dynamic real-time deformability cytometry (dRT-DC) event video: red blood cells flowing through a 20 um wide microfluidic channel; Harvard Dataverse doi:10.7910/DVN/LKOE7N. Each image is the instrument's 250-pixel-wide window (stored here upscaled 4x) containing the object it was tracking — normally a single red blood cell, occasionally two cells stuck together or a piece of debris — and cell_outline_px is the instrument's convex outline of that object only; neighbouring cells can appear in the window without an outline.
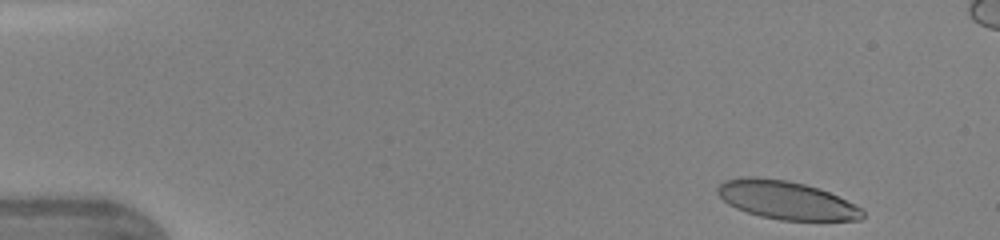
{"species": "human", "species_latin": "Homo sapiens", "temperature_condition": "warm", "stored_images_in_passage": 44, "camera_frame_rate_fps": 3000, "um_per_image_px": 0.085, "donor": {"sex": "female"}, "frame": {"image": 1, "passage_image": 1, "time_ms": 0.0, "image_size_px": [1000, 240], "cell_outline_px": [[864, 216], [860, 220], [780, 220], [760, 216], [736, 208], [728, 204], [716, 192], [716, 188], [724, 180], [744, 176], [756, 176], [788, 180], [820, 188], [860, 208], [864, 212]], "centroid_in_image_um": [66.78, 16.99], "position_along_channel_um": 18.2, "area_um2": 32.19}}
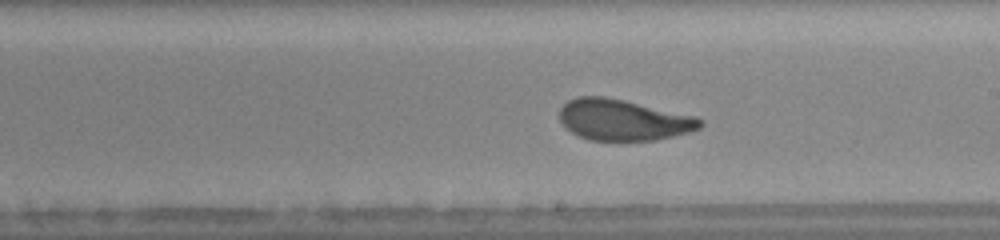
{"frame": {"image": 2, "passage_image": 24, "time_ms": 7.667, "image_size_px": [1000, 240], "cell_outline_px": [[704, 124], [700, 128], [688, 132], [656, 140], [588, 140], [572, 132], [560, 120], [560, 108], [568, 100], [580, 96], [604, 96], [624, 100], [696, 116], [704, 120]], "centroid_in_image_um": [53.0, 10.18], "position_along_channel_um": 236.0, "area_um2": 33.47}}
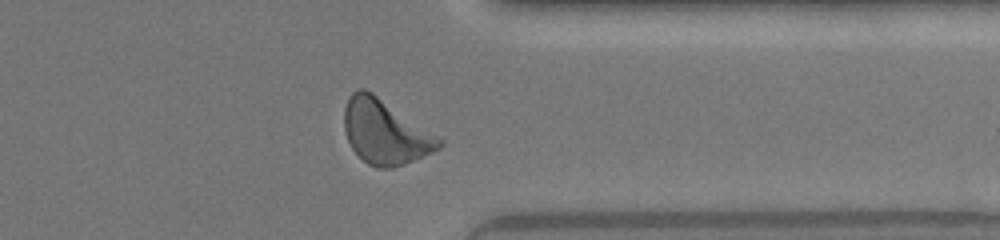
{"frame": {"image": 3, "passage_image": 34, "time_ms": 11.0, "image_size_px": [1000, 240], "cell_outline_px": [[444, 144], [440, 148], [432, 152], [404, 164], [392, 168], [376, 168], [368, 164], [352, 148], [348, 140], [344, 128], [344, 108], [352, 92], [356, 88], [364, 88], [372, 92], [444, 140]], "centroid_in_image_um": [32.73, 11.22], "position_along_channel_um": 378.7, "area_um2": 35.32}, "authors_computed_cell_mechanics": {"area_um2": 33.813, "velocity_mm_per_s": 4.3444, "shape_relaxation_time_tau1_ms": 3.2126, "shape_relaxation_time_tau2_ms": 1.0749, "deformation_change_tau1": 0.1535, "deformation_change_tau2": 0.0854}}